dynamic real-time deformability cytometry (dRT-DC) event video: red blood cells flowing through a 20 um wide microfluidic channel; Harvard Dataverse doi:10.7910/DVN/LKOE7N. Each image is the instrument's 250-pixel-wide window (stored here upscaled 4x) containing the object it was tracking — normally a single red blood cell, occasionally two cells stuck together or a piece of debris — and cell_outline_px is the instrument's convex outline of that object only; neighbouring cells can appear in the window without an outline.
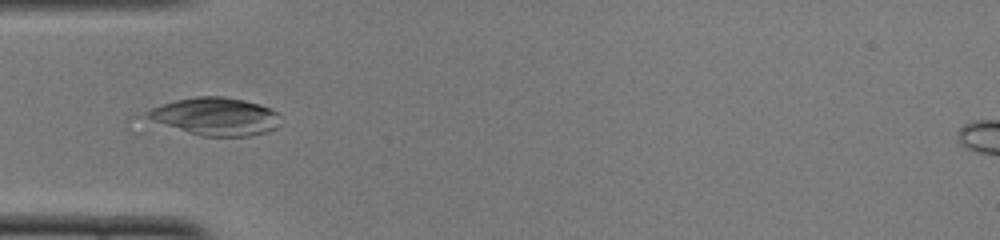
{"species": "common noctule bat (a hibernating species)", "species_latin": "Nyctalus noctula", "temperature_condition": "cold", "stored_images_in_passage": 36, "camera_frame_rate_fps": 3000, "um_per_image_px": 0.085, "animal": {"sex": "female", "body_mass_g": 22.0, "forearm_length_mm": 56.7}, "frame": {"image": 1, "passage_image": 1, "time_ms": 0.0, "image_size_px": [1000, 240], "cell_outline_px": [[280, 124], [276, 128], [268, 132], [252, 136], [200, 136], [152, 120], [144, 116], [144, 112], [152, 108], [176, 100], [196, 96], [224, 96], [244, 100], [260, 104], [272, 108], [280, 116]], "centroid_in_image_um": [18.38, 9.89], "position_along_channel_um": 66.6, "area_um2": 29.36}}
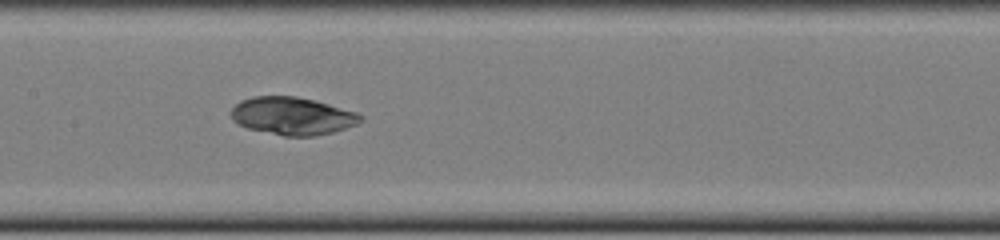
{"frame": {"image": 2, "passage_image": 10, "time_ms": 3.0, "image_size_px": [1000, 240], "cell_outline_px": [[364, 120], [356, 124], [332, 132], [316, 136], [284, 136], [248, 128], [232, 120], [232, 108], [240, 100], [252, 96], [296, 96], [316, 100], [356, 112], [364, 116]], "centroid_in_image_um": [24.87, 9.85], "position_along_channel_um": 182.5, "area_um2": 28.44}}
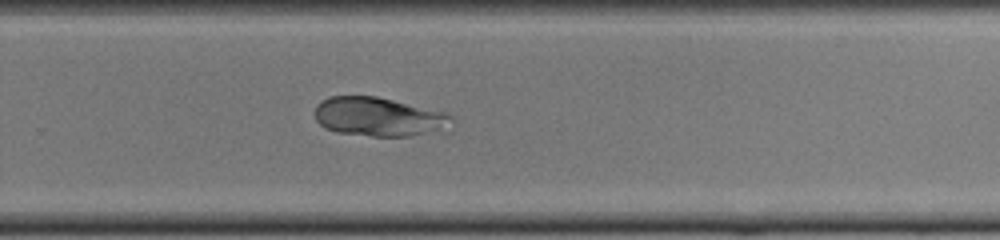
{"frame": {"image": 3, "passage_image": 19, "time_ms": 6.0, "image_size_px": [1000, 240], "cell_outline_px": [[452, 132], [408, 136], [372, 136], [336, 132], [324, 128], [316, 120], [316, 104], [320, 100], [328, 96], [376, 96], [448, 112], [452, 116]], "centroid_in_image_um": [32.31, 9.94], "position_along_channel_um": 297.5, "area_um2": 31.96}, "authors_computed_cell_mechanics": {"area_um2": 29.2757, "velocity_mm_per_s": 3.8403, "shape_relaxation_time_tau1_ms": null, "shape_relaxation_time_tau2_ms": 3.1601, "deformation_change_tau1": null, "deformation_change_tau2": 0.044}}